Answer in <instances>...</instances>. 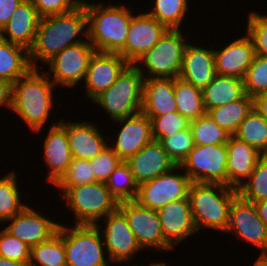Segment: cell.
I'll use <instances>...</instances> for the list:
<instances>
[{"instance_id":"obj_45","label":"cell","mask_w":267,"mask_h":266,"mask_svg":"<svg viewBox=\"0 0 267 266\" xmlns=\"http://www.w3.org/2000/svg\"><path fill=\"white\" fill-rule=\"evenodd\" d=\"M121 162L119 156L108 146L98 156L90 160L96 181L105 183Z\"/></svg>"},{"instance_id":"obj_50","label":"cell","mask_w":267,"mask_h":266,"mask_svg":"<svg viewBox=\"0 0 267 266\" xmlns=\"http://www.w3.org/2000/svg\"><path fill=\"white\" fill-rule=\"evenodd\" d=\"M260 219L267 226V199L254 203Z\"/></svg>"},{"instance_id":"obj_31","label":"cell","mask_w":267,"mask_h":266,"mask_svg":"<svg viewBox=\"0 0 267 266\" xmlns=\"http://www.w3.org/2000/svg\"><path fill=\"white\" fill-rule=\"evenodd\" d=\"M30 263L32 266H67L64 245V224L49 240L31 247Z\"/></svg>"},{"instance_id":"obj_8","label":"cell","mask_w":267,"mask_h":266,"mask_svg":"<svg viewBox=\"0 0 267 266\" xmlns=\"http://www.w3.org/2000/svg\"><path fill=\"white\" fill-rule=\"evenodd\" d=\"M71 226L64 223L67 266H110L112 264L107 256L101 232L96 225L72 224Z\"/></svg>"},{"instance_id":"obj_2","label":"cell","mask_w":267,"mask_h":266,"mask_svg":"<svg viewBox=\"0 0 267 266\" xmlns=\"http://www.w3.org/2000/svg\"><path fill=\"white\" fill-rule=\"evenodd\" d=\"M54 88L56 86L41 68H32L13 84L11 112L27 124L33 135L41 133L44 127L47 129V119L56 103Z\"/></svg>"},{"instance_id":"obj_49","label":"cell","mask_w":267,"mask_h":266,"mask_svg":"<svg viewBox=\"0 0 267 266\" xmlns=\"http://www.w3.org/2000/svg\"><path fill=\"white\" fill-rule=\"evenodd\" d=\"M253 109L267 120V93L253 97Z\"/></svg>"},{"instance_id":"obj_1","label":"cell","mask_w":267,"mask_h":266,"mask_svg":"<svg viewBox=\"0 0 267 266\" xmlns=\"http://www.w3.org/2000/svg\"><path fill=\"white\" fill-rule=\"evenodd\" d=\"M87 36V13L83 3L70 12L42 17L29 50L32 67L40 69L63 49L85 41ZM39 62H42L41 67Z\"/></svg>"},{"instance_id":"obj_25","label":"cell","mask_w":267,"mask_h":266,"mask_svg":"<svg viewBox=\"0 0 267 266\" xmlns=\"http://www.w3.org/2000/svg\"><path fill=\"white\" fill-rule=\"evenodd\" d=\"M40 19L33 3L24 0L1 29L0 37L29 51L34 44Z\"/></svg>"},{"instance_id":"obj_26","label":"cell","mask_w":267,"mask_h":266,"mask_svg":"<svg viewBox=\"0 0 267 266\" xmlns=\"http://www.w3.org/2000/svg\"><path fill=\"white\" fill-rule=\"evenodd\" d=\"M227 148V186L238 189L252 174L264 156L256 148L231 137Z\"/></svg>"},{"instance_id":"obj_7","label":"cell","mask_w":267,"mask_h":266,"mask_svg":"<svg viewBox=\"0 0 267 266\" xmlns=\"http://www.w3.org/2000/svg\"><path fill=\"white\" fill-rule=\"evenodd\" d=\"M143 81L139 69L130 64L118 79L92 102L106 111L113 121L135 115L142 110Z\"/></svg>"},{"instance_id":"obj_36","label":"cell","mask_w":267,"mask_h":266,"mask_svg":"<svg viewBox=\"0 0 267 266\" xmlns=\"http://www.w3.org/2000/svg\"><path fill=\"white\" fill-rule=\"evenodd\" d=\"M105 184L119 203L135 200L137 197L139 185L125 161L115 168Z\"/></svg>"},{"instance_id":"obj_20","label":"cell","mask_w":267,"mask_h":266,"mask_svg":"<svg viewBox=\"0 0 267 266\" xmlns=\"http://www.w3.org/2000/svg\"><path fill=\"white\" fill-rule=\"evenodd\" d=\"M60 119L54 121L48 128L42 145L43 162L48 168L47 178L48 183L55 185L61 177L67 172L72 161V154L69 148V142L66 135V130L59 124Z\"/></svg>"},{"instance_id":"obj_3","label":"cell","mask_w":267,"mask_h":266,"mask_svg":"<svg viewBox=\"0 0 267 266\" xmlns=\"http://www.w3.org/2000/svg\"><path fill=\"white\" fill-rule=\"evenodd\" d=\"M82 0L87 13L88 40L96 52L119 53L125 46L133 13L125 4ZM131 8V9H130Z\"/></svg>"},{"instance_id":"obj_6","label":"cell","mask_w":267,"mask_h":266,"mask_svg":"<svg viewBox=\"0 0 267 266\" xmlns=\"http://www.w3.org/2000/svg\"><path fill=\"white\" fill-rule=\"evenodd\" d=\"M184 29H168L134 65L144 78H178L189 38Z\"/></svg>"},{"instance_id":"obj_17","label":"cell","mask_w":267,"mask_h":266,"mask_svg":"<svg viewBox=\"0 0 267 266\" xmlns=\"http://www.w3.org/2000/svg\"><path fill=\"white\" fill-rule=\"evenodd\" d=\"M114 123L120 125V129L108 142V146L122 161L135 155L153 140L151 121L142 111L127 118L115 120Z\"/></svg>"},{"instance_id":"obj_41","label":"cell","mask_w":267,"mask_h":266,"mask_svg":"<svg viewBox=\"0 0 267 266\" xmlns=\"http://www.w3.org/2000/svg\"><path fill=\"white\" fill-rule=\"evenodd\" d=\"M243 81L247 95L254 97L267 93V57L255 55Z\"/></svg>"},{"instance_id":"obj_24","label":"cell","mask_w":267,"mask_h":266,"mask_svg":"<svg viewBox=\"0 0 267 266\" xmlns=\"http://www.w3.org/2000/svg\"><path fill=\"white\" fill-rule=\"evenodd\" d=\"M138 185L171 171L176 165L160 141L153 139L125 161Z\"/></svg>"},{"instance_id":"obj_4","label":"cell","mask_w":267,"mask_h":266,"mask_svg":"<svg viewBox=\"0 0 267 266\" xmlns=\"http://www.w3.org/2000/svg\"><path fill=\"white\" fill-rule=\"evenodd\" d=\"M237 195L238 189L227 185L191 182L188 199L197 232L210 229L225 233L230 206Z\"/></svg>"},{"instance_id":"obj_15","label":"cell","mask_w":267,"mask_h":266,"mask_svg":"<svg viewBox=\"0 0 267 266\" xmlns=\"http://www.w3.org/2000/svg\"><path fill=\"white\" fill-rule=\"evenodd\" d=\"M168 28L147 12L133 14L124 48L119 54L129 63L135 64L147 51L155 46Z\"/></svg>"},{"instance_id":"obj_30","label":"cell","mask_w":267,"mask_h":266,"mask_svg":"<svg viewBox=\"0 0 267 266\" xmlns=\"http://www.w3.org/2000/svg\"><path fill=\"white\" fill-rule=\"evenodd\" d=\"M252 110L253 97L245 94L235 102L210 109L206 113L220 128L233 135Z\"/></svg>"},{"instance_id":"obj_34","label":"cell","mask_w":267,"mask_h":266,"mask_svg":"<svg viewBox=\"0 0 267 266\" xmlns=\"http://www.w3.org/2000/svg\"><path fill=\"white\" fill-rule=\"evenodd\" d=\"M233 137L267 155V120L254 109L240 123Z\"/></svg>"},{"instance_id":"obj_9","label":"cell","mask_w":267,"mask_h":266,"mask_svg":"<svg viewBox=\"0 0 267 266\" xmlns=\"http://www.w3.org/2000/svg\"><path fill=\"white\" fill-rule=\"evenodd\" d=\"M96 52L88 38L78 44L66 47L45 65L44 72L57 87L75 88L83 84L89 61ZM81 82V83H80Z\"/></svg>"},{"instance_id":"obj_53","label":"cell","mask_w":267,"mask_h":266,"mask_svg":"<svg viewBox=\"0 0 267 266\" xmlns=\"http://www.w3.org/2000/svg\"><path fill=\"white\" fill-rule=\"evenodd\" d=\"M150 266H173V265H170V263L167 264V261H165V262L161 261L160 262V260H159V262H158V261L153 260V262H151Z\"/></svg>"},{"instance_id":"obj_44","label":"cell","mask_w":267,"mask_h":266,"mask_svg":"<svg viewBox=\"0 0 267 266\" xmlns=\"http://www.w3.org/2000/svg\"><path fill=\"white\" fill-rule=\"evenodd\" d=\"M0 229V257L16 261H30L31 247L12 236L4 228L0 227Z\"/></svg>"},{"instance_id":"obj_13","label":"cell","mask_w":267,"mask_h":266,"mask_svg":"<svg viewBox=\"0 0 267 266\" xmlns=\"http://www.w3.org/2000/svg\"><path fill=\"white\" fill-rule=\"evenodd\" d=\"M119 210L125 215L138 244L143 250H175L163 237L157 210L140 205L136 200L119 203Z\"/></svg>"},{"instance_id":"obj_29","label":"cell","mask_w":267,"mask_h":266,"mask_svg":"<svg viewBox=\"0 0 267 266\" xmlns=\"http://www.w3.org/2000/svg\"><path fill=\"white\" fill-rule=\"evenodd\" d=\"M29 51L0 37V79L13 84L31 69Z\"/></svg>"},{"instance_id":"obj_38","label":"cell","mask_w":267,"mask_h":266,"mask_svg":"<svg viewBox=\"0 0 267 266\" xmlns=\"http://www.w3.org/2000/svg\"><path fill=\"white\" fill-rule=\"evenodd\" d=\"M238 194L251 203L267 199V155L257 162L250 177L238 188Z\"/></svg>"},{"instance_id":"obj_42","label":"cell","mask_w":267,"mask_h":266,"mask_svg":"<svg viewBox=\"0 0 267 266\" xmlns=\"http://www.w3.org/2000/svg\"><path fill=\"white\" fill-rule=\"evenodd\" d=\"M97 182L90 161L72 158L67 172L54 185L55 187H76Z\"/></svg>"},{"instance_id":"obj_16","label":"cell","mask_w":267,"mask_h":266,"mask_svg":"<svg viewBox=\"0 0 267 266\" xmlns=\"http://www.w3.org/2000/svg\"><path fill=\"white\" fill-rule=\"evenodd\" d=\"M41 210L27 204L18 214L6 221L3 228L12 236L33 247L49 240L57 233L59 221L51 220ZM5 226V227H4Z\"/></svg>"},{"instance_id":"obj_47","label":"cell","mask_w":267,"mask_h":266,"mask_svg":"<svg viewBox=\"0 0 267 266\" xmlns=\"http://www.w3.org/2000/svg\"><path fill=\"white\" fill-rule=\"evenodd\" d=\"M24 0H0V31L8 23L15 9Z\"/></svg>"},{"instance_id":"obj_33","label":"cell","mask_w":267,"mask_h":266,"mask_svg":"<svg viewBox=\"0 0 267 266\" xmlns=\"http://www.w3.org/2000/svg\"><path fill=\"white\" fill-rule=\"evenodd\" d=\"M17 174L14 169L0 178V222L2 225L27 205L21 200L23 195L20 191Z\"/></svg>"},{"instance_id":"obj_18","label":"cell","mask_w":267,"mask_h":266,"mask_svg":"<svg viewBox=\"0 0 267 266\" xmlns=\"http://www.w3.org/2000/svg\"><path fill=\"white\" fill-rule=\"evenodd\" d=\"M65 130L69 148L73 158L92 160L108 147L111 136L103 135L102 128L93 121L60 119L59 123ZM107 137V138H106ZM107 139V140H106Z\"/></svg>"},{"instance_id":"obj_40","label":"cell","mask_w":267,"mask_h":266,"mask_svg":"<svg viewBox=\"0 0 267 266\" xmlns=\"http://www.w3.org/2000/svg\"><path fill=\"white\" fill-rule=\"evenodd\" d=\"M161 144L176 166H180L194 147L191 128L164 137Z\"/></svg>"},{"instance_id":"obj_32","label":"cell","mask_w":267,"mask_h":266,"mask_svg":"<svg viewBox=\"0 0 267 266\" xmlns=\"http://www.w3.org/2000/svg\"><path fill=\"white\" fill-rule=\"evenodd\" d=\"M174 96L177 104V112L188 118L195 120L206 114L203 104L202 90L196 88L181 78L174 79Z\"/></svg>"},{"instance_id":"obj_11","label":"cell","mask_w":267,"mask_h":266,"mask_svg":"<svg viewBox=\"0 0 267 266\" xmlns=\"http://www.w3.org/2000/svg\"><path fill=\"white\" fill-rule=\"evenodd\" d=\"M190 184L189 176L180 166H175L171 171L140 184L135 200L144 207L158 210L169 202L188 199Z\"/></svg>"},{"instance_id":"obj_14","label":"cell","mask_w":267,"mask_h":266,"mask_svg":"<svg viewBox=\"0 0 267 266\" xmlns=\"http://www.w3.org/2000/svg\"><path fill=\"white\" fill-rule=\"evenodd\" d=\"M243 242L260 249L259 256L267 251V226L260 219L254 203L244 200L239 194L234 198L229 211V223L226 230Z\"/></svg>"},{"instance_id":"obj_19","label":"cell","mask_w":267,"mask_h":266,"mask_svg":"<svg viewBox=\"0 0 267 266\" xmlns=\"http://www.w3.org/2000/svg\"><path fill=\"white\" fill-rule=\"evenodd\" d=\"M129 65L119 53L95 52L89 61L84 79L86 97L93 101L107 90Z\"/></svg>"},{"instance_id":"obj_28","label":"cell","mask_w":267,"mask_h":266,"mask_svg":"<svg viewBox=\"0 0 267 266\" xmlns=\"http://www.w3.org/2000/svg\"><path fill=\"white\" fill-rule=\"evenodd\" d=\"M206 112L241 99L246 93L244 81L235 76L219 75L202 90Z\"/></svg>"},{"instance_id":"obj_22","label":"cell","mask_w":267,"mask_h":266,"mask_svg":"<svg viewBox=\"0 0 267 266\" xmlns=\"http://www.w3.org/2000/svg\"><path fill=\"white\" fill-rule=\"evenodd\" d=\"M243 34L221 48L213 49L217 74L244 79L255 57V49L250 37L246 32Z\"/></svg>"},{"instance_id":"obj_5","label":"cell","mask_w":267,"mask_h":266,"mask_svg":"<svg viewBox=\"0 0 267 266\" xmlns=\"http://www.w3.org/2000/svg\"><path fill=\"white\" fill-rule=\"evenodd\" d=\"M56 188L75 216L74 225H96L119 209V202L103 182Z\"/></svg>"},{"instance_id":"obj_52","label":"cell","mask_w":267,"mask_h":266,"mask_svg":"<svg viewBox=\"0 0 267 266\" xmlns=\"http://www.w3.org/2000/svg\"><path fill=\"white\" fill-rule=\"evenodd\" d=\"M252 266H267V259L263 256H257V259L254 260Z\"/></svg>"},{"instance_id":"obj_43","label":"cell","mask_w":267,"mask_h":266,"mask_svg":"<svg viewBox=\"0 0 267 266\" xmlns=\"http://www.w3.org/2000/svg\"><path fill=\"white\" fill-rule=\"evenodd\" d=\"M249 12L245 32L253 43L255 55L267 57V15L254 9Z\"/></svg>"},{"instance_id":"obj_10","label":"cell","mask_w":267,"mask_h":266,"mask_svg":"<svg viewBox=\"0 0 267 266\" xmlns=\"http://www.w3.org/2000/svg\"><path fill=\"white\" fill-rule=\"evenodd\" d=\"M226 145H194L180 167L191 182L227 185Z\"/></svg>"},{"instance_id":"obj_54","label":"cell","mask_w":267,"mask_h":266,"mask_svg":"<svg viewBox=\"0 0 267 266\" xmlns=\"http://www.w3.org/2000/svg\"><path fill=\"white\" fill-rule=\"evenodd\" d=\"M150 264H151V262H150V263H148V265H147V266H150ZM131 265H132V266H139V265H137V264H136V265H134V264H131ZM131 265H129V264H128V265H126V266H131ZM123 266H125V265H123Z\"/></svg>"},{"instance_id":"obj_12","label":"cell","mask_w":267,"mask_h":266,"mask_svg":"<svg viewBox=\"0 0 267 266\" xmlns=\"http://www.w3.org/2000/svg\"><path fill=\"white\" fill-rule=\"evenodd\" d=\"M102 220L104 223L98 222L96 226L101 232L110 262L119 265L132 262L143 249L138 244L125 215L118 209Z\"/></svg>"},{"instance_id":"obj_39","label":"cell","mask_w":267,"mask_h":266,"mask_svg":"<svg viewBox=\"0 0 267 266\" xmlns=\"http://www.w3.org/2000/svg\"><path fill=\"white\" fill-rule=\"evenodd\" d=\"M151 121L153 139L161 141L164 137L172 136L179 131L189 129L191 121L179 112L163 116H147Z\"/></svg>"},{"instance_id":"obj_35","label":"cell","mask_w":267,"mask_h":266,"mask_svg":"<svg viewBox=\"0 0 267 266\" xmlns=\"http://www.w3.org/2000/svg\"><path fill=\"white\" fill-rule=\"evenodd\" d=\"M154 1V2H153ZM147 13L168 29H181L188 14L189 0H153ZM154 3V4H153ZM183 23V24H182Z\"/></svg>"},{"instance_id":"obj_37","label":"cell","mask_w":267,"mask_h":266,"mask_svg":"<svg viewBox=\"0 0 267 266\" xmlns=\"http://www.w3.org/2000/svg\"><path fill=\"white\" fill-rule=\"evenodd\" d=\"M190 128L194 145H226L233 136L227 130L220 128L207 113L192 120Z\"/></svg>"},{"instance_id":"obj_55","label":"cell","mask_w":267,"mask_h":266,"mask_svg":"<svg viewBox=\"0 0 267 266\" xmlns=\"http://www.w3.org/2000/svg\"><path fill=\"white\" fill-rule=\"evenodd\" d=\"M263 257L267 259V251L264 253Z\"/></svg>"},{"instance_id":"obj_51","label":"cell","mask_w":267,"mask_h":266,"mask_svg":"<svg viewBox=\"0 0 267 266\" xmlns=\"http://www.w3.org/2000/svg\"><path fill=\"white\" fill-rule=\"evenodd\" d=\"M0 266H32L30 261H16L0 257Z\"/></svg>"},{"instance_id":"obj_27","label":"cell","mask_w":267,"mask_h":266,"mask_svg":"<svg viewBox=\"0 0 267 266\" xmlns=\"http://www.w3.org/2000/svg\"><path fill=\"white\" fill-rule=\"evenodd\" d=\"M146 116L177 112L173 78H144L142 110Z\"/></svg>"},{"instance_id":"obj_48","label":"cell","mask_w":267,"mask_h":266,"mask_svg":"<svg viewBox=\"0 0 267 266\" xmlns=\"http://www.w3.org/2000/svg\"><path fill=\"white\" fill-rule=\"evenodd\" d=\"M13 83L0 79V108H6L11 111L12 107ZM0 109L1 111H3Z\"/></svg>"},{"instance_id":"obj_21","label":"cell","mask_w":267,"mask_h":266,"mask_svg":"<svg viewBox=\"0 0 267 266\" xmlns=\"http://www.w3.org/2000/svg\"><path fill=\"white\" fill-rule=\"evenodd\" d=\"M157 212L163 237L174 249L198 233L193 222L189 199L169 202Z\"/></svg>"},{"instance_id":"obj_23","label":"cell","mask_w":267,"mask_h":266,"mask_svg":"<svg viewBox=\"0 0 267 266\" xmlns=\"http://www.w3.org/2000/svg\"><path fill=\"white\" fill-rule=\"evenodd\" d=\"M189 42L185 48L179 78L203 90L217 75L214 45Z\"/></svg>"},{"instance_id":"obj_46","label":"cell","mask_w":267,"mask_h":266,"mask_svg":"<svg viewBox=\"0 0 267 266\" xmlns=\"http://www.w3.org/2000/svg\"><path fill=\"white\" fill-rule=\"evenodd\" d=\"M42 17L63 14L74 10L82 0H30Z\"/></svg>"}]
</instances>
